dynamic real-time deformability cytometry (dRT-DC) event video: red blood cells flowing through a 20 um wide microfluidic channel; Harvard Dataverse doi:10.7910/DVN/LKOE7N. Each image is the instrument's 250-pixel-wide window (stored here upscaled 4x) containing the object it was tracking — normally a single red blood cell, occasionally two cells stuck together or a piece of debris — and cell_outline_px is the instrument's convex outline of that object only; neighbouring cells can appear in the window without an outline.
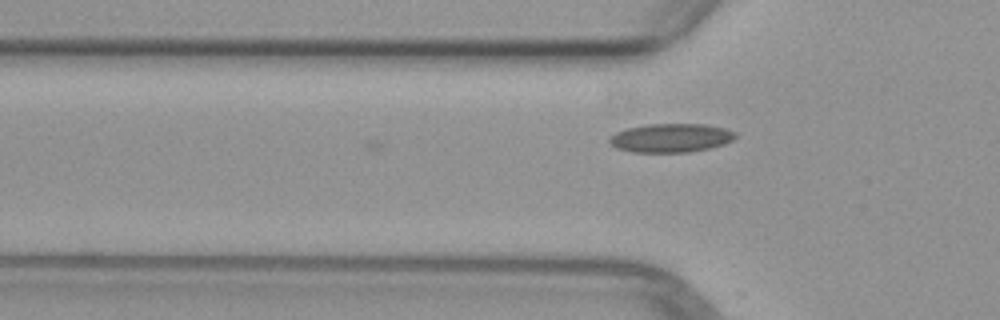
{"species": "common noctule bat (a hibernating species)", "species_latin": "Nyctalus noctula", "temperature_condition": "warm", "stored_images_in_passage": 4, "camera_frame_rate_fps": 3000, "um_per_image_px": 0.085, "animal": {"sex": "female", "body_mass_g": 29.2, "forearm_length_mm": 56.3}, "frame": {"image": 1, "passage_image": 4, "time_ms": 4.0, "image_size_px": [1000, 320], "cell_outline_px": [[736, 136], [732, 140], [724, 144], [708, 148], [688, 152], [632, 152], [616, 148], [608, 140], [608, 136], [616, 132], [628, 128], [648, 124], [704, 124], [724, 128], [736, 132]], "centroid_in_image_um": [57.0, 11.72], "position_along_channel_um": 68.8, "area_um2": 21.04}}